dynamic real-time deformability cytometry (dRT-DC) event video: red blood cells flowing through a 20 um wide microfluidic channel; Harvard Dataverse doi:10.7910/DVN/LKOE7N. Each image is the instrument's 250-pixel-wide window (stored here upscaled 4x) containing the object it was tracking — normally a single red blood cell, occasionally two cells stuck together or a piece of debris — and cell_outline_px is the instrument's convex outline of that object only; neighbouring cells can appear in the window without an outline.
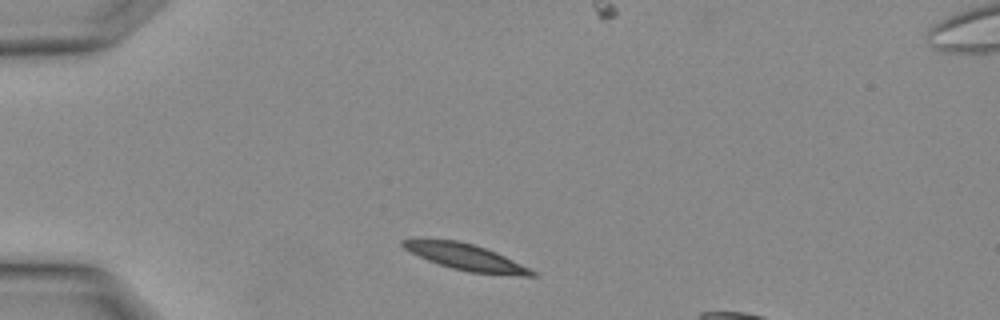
{"species": "Egyptian fruit bat (a non-hibernating species)", "species_latin": "Rousettus aegyptiacus", "temperature_condition": "warm", "stored_images_in_passage": 4, "camera_frame_rate_fps": 3000, "um_per_image_px": 0.085, "animal": {"sex": "female"}, "frame": {"image": 1, "passage_image": 1, "time_ms": 0.0, "image_size_px": [1000, 320], "cell_outline_px": [[536, 276], [524, 276], [468, 272], [452, 268], [428, 260], [404, 248], [400, 244], [400, 240], [412, 236], [416, 236], [456, 240], [472, 244], [496, 252], [536, 272]], "centroid_in_image_um": [39.46, 21.8], "position_along_channel_um": 45.5, "area_um2": 20.0}}